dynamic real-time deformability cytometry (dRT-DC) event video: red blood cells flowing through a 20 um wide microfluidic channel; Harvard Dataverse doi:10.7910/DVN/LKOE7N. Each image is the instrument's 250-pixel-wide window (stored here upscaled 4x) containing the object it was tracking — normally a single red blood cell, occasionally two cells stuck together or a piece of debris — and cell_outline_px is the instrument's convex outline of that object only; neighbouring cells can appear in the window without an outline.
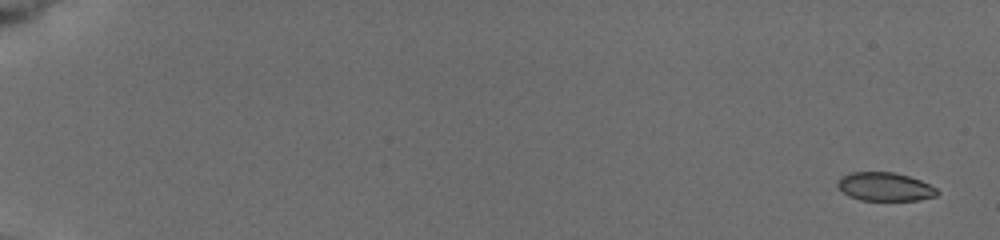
{"species": "common noctule bat (a hibernating species)", "species_latin": "Nyctalus noctula", "temperature_condition": "cold", "stored_images_in_passage": 9, "segment_of_instrument_passage": [1, 2], "camera_frame_rate_fps": 3000, "um_per_image_px": 0.085, "animal": {"sex": "female", "body_mass_g": 19.5, "forearm_length_mm": 54.1}, "frame": {"image": 1, "passage_image": 1, "time_ms": 0.0, "image_size_px": [1000, 240], "cell_outline_px": [[940, 192], [936, 196], [916, 200], [860, 200], [848, 196], [836, 184], [840, 176], [852, 172], [892, 172], [908, 176], [920, 180], [936, 188]], "centroid_in_image_um": [75.2, 15.87], "position_along_channel_um": 9.8, "area_um2": 16.47}}
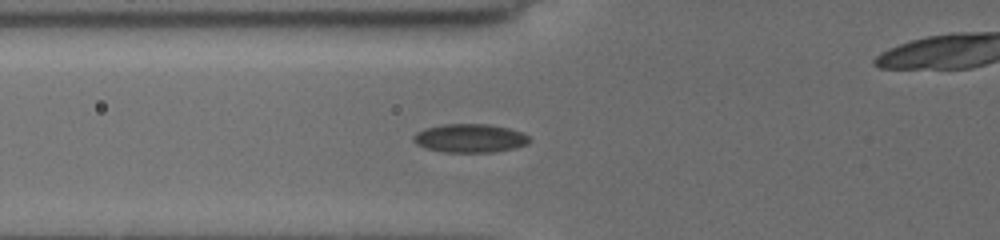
{"frame": {"image": 2, "passage_image": 8, "time_ms": 7.0, "image_size_px": [1000, 240], "cell_outline_px": [[532, 140], [528, 144], [516, 148], [492, 152], [444, 152], [424, 148], [416, 144], [412, 140], [412, 136], [416, 132], [424, 128], [444, 124], [488, 124], [508, 128], [520, 132], [528, 136]], "centroid_in_image_um": [39.92, 11.75], "position_along_channel_um": 85.9, "area_um2": 19.48}}